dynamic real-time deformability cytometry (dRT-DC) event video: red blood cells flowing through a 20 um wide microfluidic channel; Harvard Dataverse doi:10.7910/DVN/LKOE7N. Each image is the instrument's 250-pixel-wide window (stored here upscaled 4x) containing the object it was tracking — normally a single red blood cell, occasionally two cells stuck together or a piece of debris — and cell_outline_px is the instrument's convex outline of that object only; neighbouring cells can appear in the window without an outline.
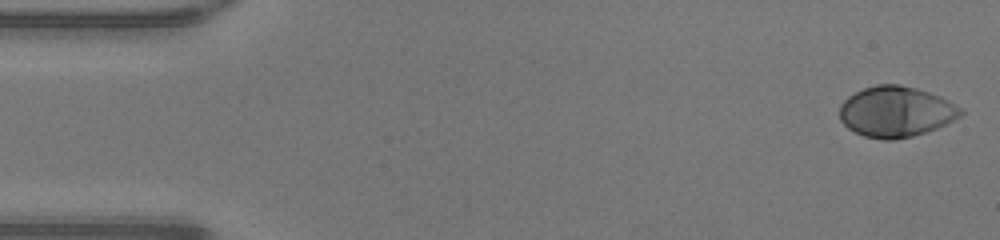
{"species": "human", "species_latin": "Homo sapiens", "temperature_condition": "warm", "stored_images_in_passage": 48, "camera_frame_rate_fps": 3000, "um_per_image_px": 0.085, "donor": {"sex": "male"}, "frame": {"image": 1, "passage_image": 1, "time_ms": 0.0, "image_size_px": [1000, 240], "cell_outline_px": [[964, 112], [960, 116], [936, 128], [912, 136], [892, 140], [884, 140], [864, 136], [848, 128], [840, 120], [840, 104], [848, 96], [864, 88], [876, 84], [900, 84], [916, 88], [940, 96], [948, 100], [960, 108]], "centroid_in_image_um": [76.13, 9.48], "position_along_channel_um": 8.9, "area_um2": 35.55}}
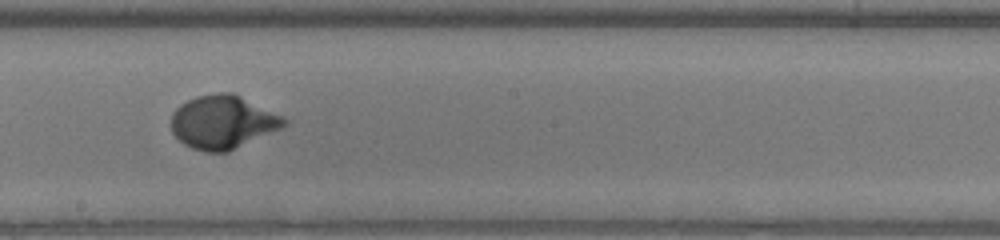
{"frame": {"image": 2, "passage_image": 26, "time_ms": 8.333, "image_size_px": [1000, 240], "cell_outline_px": [[288, 124], [284, 128], [228, 152], [204, 152], [192, 148], [184, 144], [172, 132], [172, 112], [180, 104], [196, 96], [220, 92], [232, 92], [284, 116], [288, 120]], "centroid_in_image_um": [18.98, 10.38], "position_along_channel_um": 229.2, "area_um2": 35.49}}
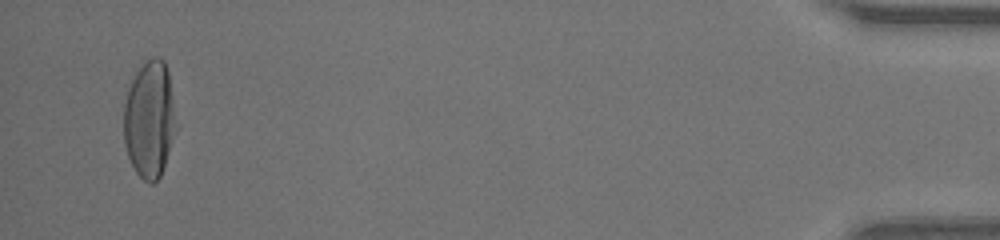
{"frame": {"image": 3, "passage_image": 46, "time_ms": 15.0, "image_size_px": [1000, 240], "cell_outline_px": [[180, 124], [160, 176], [152, 184], [144, 180], [136, 172], [128, 156], [124, 144], [124, 104], [128, 88], [136, 72], [152, 56], [160, 56], [164, 60], [168, 72]], "centroid_in_image_um": [12.76, 10.14], "position_along_channel_um": 422.4, "area_um2": 36.47}, "authors_computed_cell_mechanics": {"area_um2": 34.5066, "velocity_mm_per_s": 4.2758, "shape_relaxation_time_tau1_ms": 2.971, "shape_relaxation_time_tau2_ms": null, "deformation_change_tau1": 0.2231, "deformation_change_tau2": null}}